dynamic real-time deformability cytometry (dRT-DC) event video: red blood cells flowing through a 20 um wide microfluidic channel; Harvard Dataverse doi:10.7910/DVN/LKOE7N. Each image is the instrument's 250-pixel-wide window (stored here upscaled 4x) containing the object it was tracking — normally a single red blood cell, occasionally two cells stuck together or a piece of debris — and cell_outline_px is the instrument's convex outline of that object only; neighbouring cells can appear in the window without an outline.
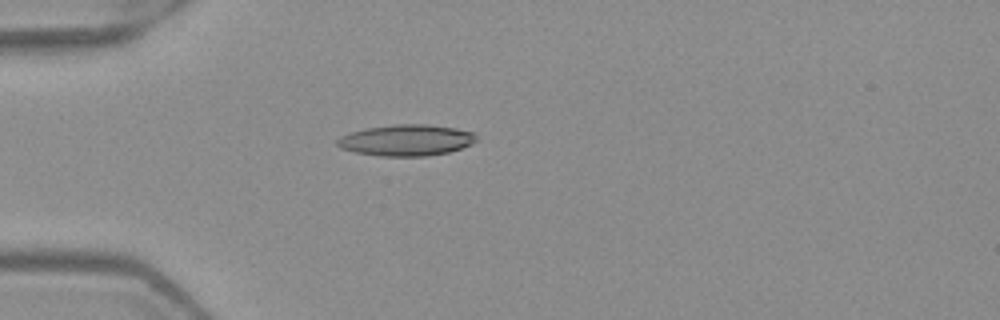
{"species": "Egyptian fruit bat (a non-hibernating species)", "species_latin": "Rousettus aegyptiacus", "temperature_condition": "warm", "stored_images_in_passage": 3, "camera_frame_rate_fps": 3000, "um_per_image_px": 0.085, "frame": {"image": 1, "passage_image": 2, "time_ms": 0.333, "image_size_px": [1000, 320], "cell_outline_px": [[476, 140], [472, 144], [448, 152], [428, 156], [380, 156], [356, 152], [340, 148], [336, 144], [336, 140], [340, 136], [364, 128], [396, 124], [424, 124], [456, 128], [476, 132]], "centroid_in_image_um": [34.54, 11.91], "position_along_channel_um": 50.5, "area_um2": 25.37}}